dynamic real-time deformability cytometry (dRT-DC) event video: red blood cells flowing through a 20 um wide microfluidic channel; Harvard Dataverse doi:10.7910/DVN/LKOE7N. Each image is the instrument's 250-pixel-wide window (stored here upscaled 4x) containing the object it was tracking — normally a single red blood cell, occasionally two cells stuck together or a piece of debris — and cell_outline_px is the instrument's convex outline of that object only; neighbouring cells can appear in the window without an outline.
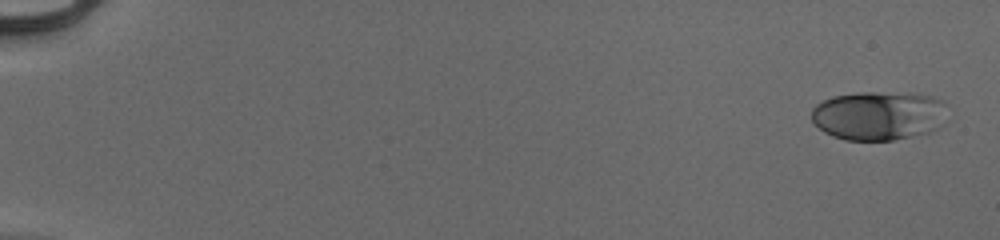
{"species": "human", "species_latin": "Homo sapiens", "temperature_condition": "cold", "stored_images_in_passage": 53, "camera_frame_rate_fps": 3000, "um_per_image_px": 0.085, "donor": {"sex": "male"}, "frame": {"image": 1, "passage_image": 1, "time_ms": 0.0, "image_size_px": [1000, 240], "cell_outline_px": [[944, 100], [936, 128], [928, 132], [892, 140], [844, 140], [832, 136], [824, 132], [812, 120], [812, 108], [816, 104], [832, 96], [856, 92], [916, 92], [932, 96]], "centroid_in_image_um": [74.59, 9.79], "position_along_channel_um": 10.4, "area_um2": 38.49}}
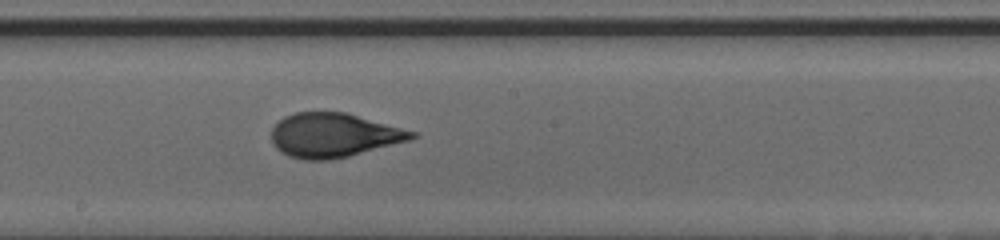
{"frame": {"image": 2, "passage_image": 31, "time_ms": 10.0, "image_size_px": [1000, 240], "cell_outline_px": [[420, 136], [408, 140], [348, 156], [328, 160], [304, 160], [288, 156], [280, 152], [272, 144], [272, 128], [284, 116], [296, 112], [348, 112], [416, 132]], "centroid_in_image_um": [28.34, 11.48], "position_along_channel_um": 219.9, "area_um2": 36.07}}
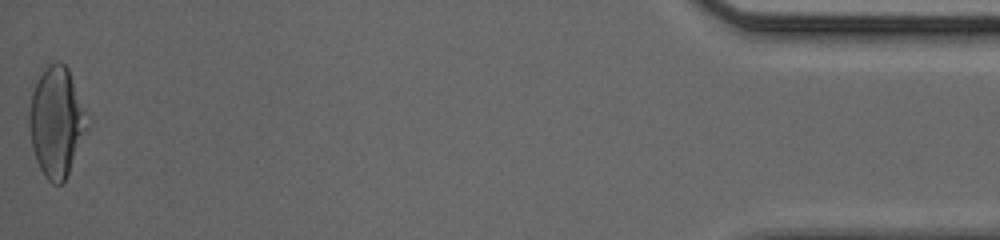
{"frame": {"image": 3, "passage_image": 53, "time_ms": 17.333, "image_size_px": [1000, 240], "cell_outline_px": [[88, 128], [68, 172], [64, 180], [60, 184], [52, 184], [44, 176], [36, 160], [32, 148], [28, 124], [28, 112], [32, 80], [48, 64], [56, 60], [60, 60], [68, 68], [84, 112]], "centroid_in_image_um": [4.72, 10.3], "position_along_channel_um": 430.5, "area_um2": 37.17}, "authors_computed_cell_mechanics": {"area_um2": 35.547, "velocity_mm_per_s": 3.9902, "shape_relaxation_time_tau1_ms": 4.9461, "shape_relaxation_time_tau2_ms": null, "deformation_change_tau1": 0.1915, "deformation_change_tau2": null}}